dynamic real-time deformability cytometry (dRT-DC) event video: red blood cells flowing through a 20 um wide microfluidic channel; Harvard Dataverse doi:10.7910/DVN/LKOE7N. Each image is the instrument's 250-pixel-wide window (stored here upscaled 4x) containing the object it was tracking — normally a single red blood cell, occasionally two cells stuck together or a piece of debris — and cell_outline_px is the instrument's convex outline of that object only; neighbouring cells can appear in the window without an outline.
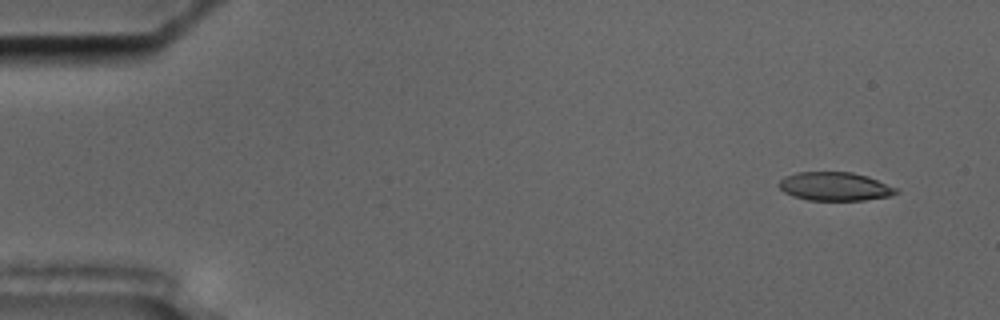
{"species": "common noctule bat (a hibernating species)", "species_latin": "Nyctalus noctula", "temperature_condition": "cold", "stored_images_in_passage": 57, "camera_frame_rate_fps": 3000, "um_per_image_px": 0.085, "animal": {"sex": "male", "body_mass_g": 17.5, "forearm_length_mm": 52.3}, "frame": {"image": 1, "passage_image": 4, "time_ms": 1.0, "image_size_px": [1000, 320], "cell_outline_px": [[900, 192], [888, 196], [864, 200], [808, 200], [792, 196], [784, 192], [776, 184], [784, 176], [796, 172], [852, 172], [868, 176], [896, 188]], "centroid_in_image_um": [70.91, 15.84], "position_along_channel_um": 14.1, "area_um2": 19.54}}
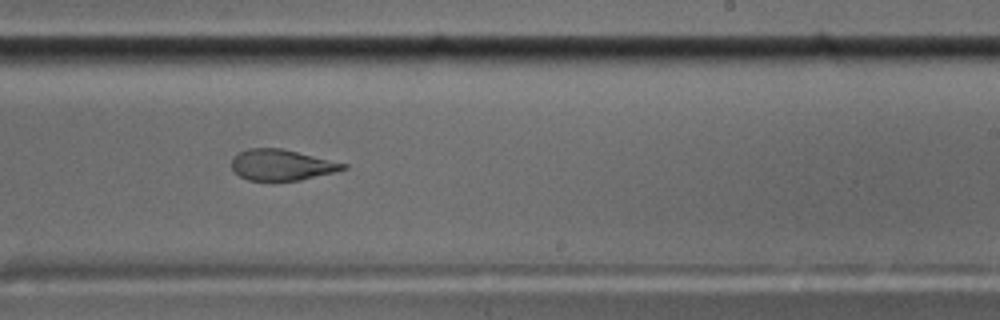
{"frame": {"image": 2, "passage_image": 35, "time_ms": 11.333, "image_size_px": [1000, 320], "cell_outline_px": [[348, 168], [300, 180], [272, 184], [248, 180], [232, 172], [232, 160], [240, 152], [248, 148], [284, 148], [348, 164]], "centroid_in_image_um": [23.91, 14.06], "position_along_channel_um": 265.1, "area_um2": 20.75}}
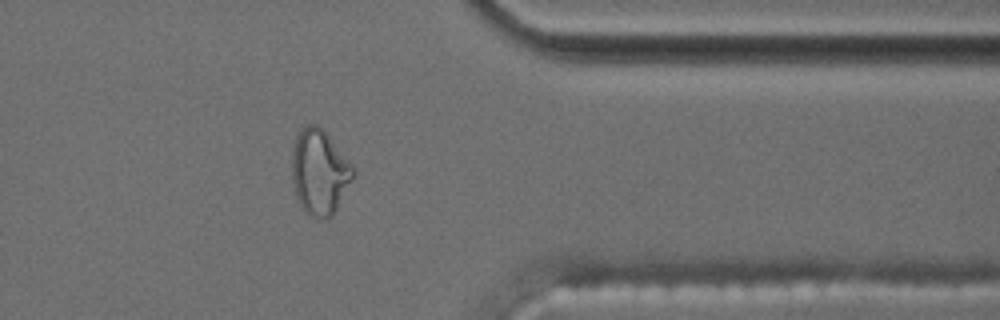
{"frame": {"image": 3, "passage_image": 46, "time_ms": 15.0, "image_size_px": [1000, 320], "cell_outline_px": [[356, 172], [352, 180], [332, 216], [328, 220], [324, 220], [308, 216], [304, 212], [296, 196], [292, 180], [292, 152], [296, 136], [300, 128], [308, 124], [316, 124], [324, 128], [356, 168]], "centroid_in_image_um": [27.17, 14.61], "position_along_channel_um": 384.2, "area_um2": 31.04}, "authors_computed_cell_mechanics": {"area_um2": 21.2126, "velocity_mm_per_s": 3.5488, "shape_relaxation_time_tau1_ms": null, "shape_relaxation_time_tau2_ms": 1.9691, "deformation_change_tau1": null, "deformation_change_tau2": 0.0843}}